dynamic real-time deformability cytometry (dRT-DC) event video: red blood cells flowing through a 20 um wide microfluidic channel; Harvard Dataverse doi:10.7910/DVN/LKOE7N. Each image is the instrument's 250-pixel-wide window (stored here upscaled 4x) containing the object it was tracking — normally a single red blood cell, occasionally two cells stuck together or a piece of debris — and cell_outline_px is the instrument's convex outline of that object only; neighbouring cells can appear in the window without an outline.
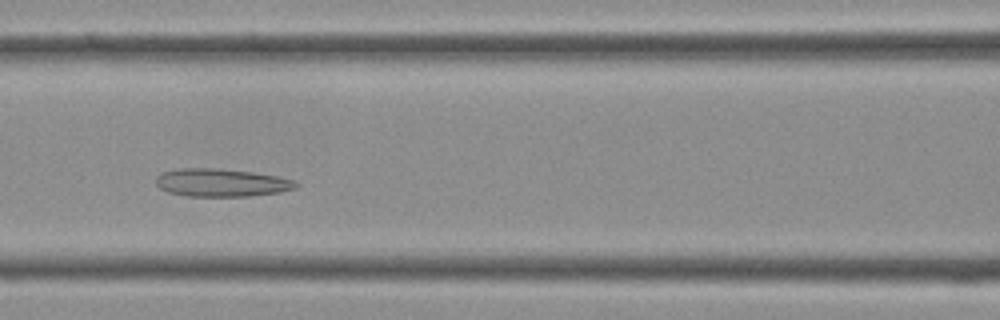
{"species": "Egyptian fruit bat (a non-hibernating species)", "species_latin": "Rousettus aegyptiacus", "temperature_condition": "cold", "stored_images_in_passage": 38, "camera_frame_rate_fps": 3000, "um_per_image_px": 0.085, "frame": {"image": 1, "passage_image": 15, "time_ms": 4.667, "image_size_px": [1000, 320], "cell_outline_px": [[300, 184], [296, 188], [280, 192], [248, 196], [184, 196], [168, 192], [160, 188], [156, 184], [156, 176], [160, 172], [176, 168], [216, 168], [252, 172], [280, 176], [296, 180]], "centroid_in_image_um": [18.82, 15.52], "position_along_channel_um": 147.8, "area_um2": 23.12}}
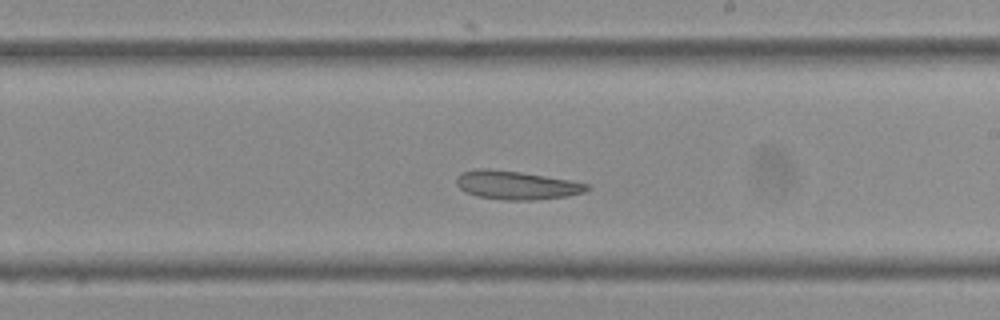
{"frame": {"image": 2, "passage_image": 21, "time_ms": 6.667, "image_size_px": [1000, 320], "cell_outline_px": [[588, 188], [584, 192], [568, 196], [532, 200], [504, 200], [476, 196], [464, 192], [456, 184], [456, 180], [464, 172], [476, 168], [488, 168], [520, 172], [568, 180], [588, 184]], "centroid_in_image_um": [43.85, 15.74], "position_along_channel_um": 245.1, "area_um2": 21.5}}
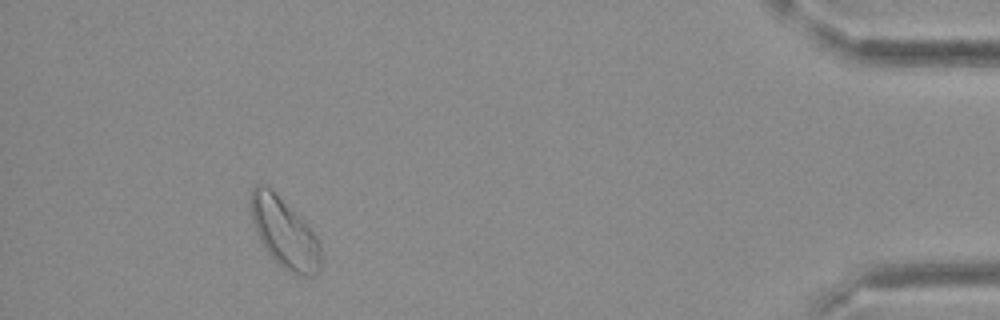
{"frame": {"image": 3, "passage_image": 35, "time_ms": 11.333, "image_size_px": [1000, 320], "cell_outline_px": [[320, 272], [316, 276], [300, 276], [280, 264], [268, 252], [260, 240], [256, 232], [252, 220], [248, 204], [252, 188], [256, 184], [264, 184], [300, 216], [316, 236], [320, 244]], "centroid_in_image_um": [24.16, 19.78], "position_along_channel_um": 411.0, "area_um2": 28.15}}